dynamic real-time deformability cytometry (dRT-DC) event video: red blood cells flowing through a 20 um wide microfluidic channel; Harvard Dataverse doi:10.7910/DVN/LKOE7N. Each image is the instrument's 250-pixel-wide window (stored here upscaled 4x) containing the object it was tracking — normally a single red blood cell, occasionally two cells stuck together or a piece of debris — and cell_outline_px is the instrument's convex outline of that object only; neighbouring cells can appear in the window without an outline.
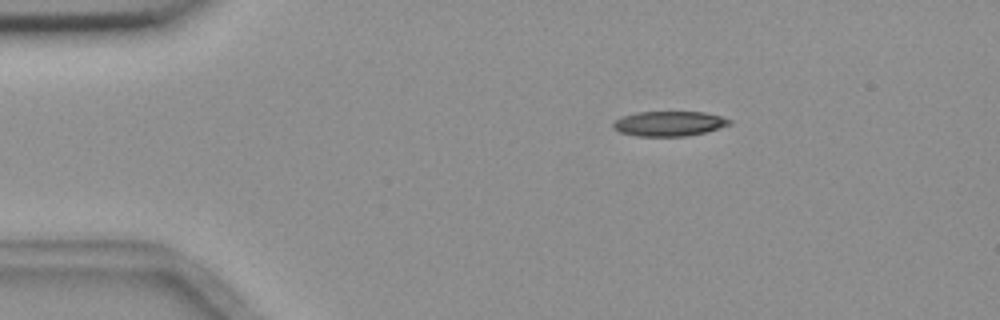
{"species": "common noctule bat (a hibernating species)", "species_latin": "Nyctalus noctula", "temperature_condition": "room temperature", "stored_images_in_passage": 4, "camera_frame_rate_fps": 3000, "um_per_image_px": 0.085, "animal": {"sex": "female", "body_mass_g": 18.4}, "frame": {"image": 1, "passage_image": 3, "time_ms": 2.333, "image_size_px": [1000, 320], "cell_outline_px": [[732, 124], [720, 128], [688, 136], [636, 136], [620, 132], [612, 128], [612, 124], [616, 120], [624, 116], [636, 112], [704, 112], [720, 116], [732, 120]], "centroid_in_image_um": [56.88, 10.51], "position_along_channel_um": 28.1, "area_um2": 16.88}}